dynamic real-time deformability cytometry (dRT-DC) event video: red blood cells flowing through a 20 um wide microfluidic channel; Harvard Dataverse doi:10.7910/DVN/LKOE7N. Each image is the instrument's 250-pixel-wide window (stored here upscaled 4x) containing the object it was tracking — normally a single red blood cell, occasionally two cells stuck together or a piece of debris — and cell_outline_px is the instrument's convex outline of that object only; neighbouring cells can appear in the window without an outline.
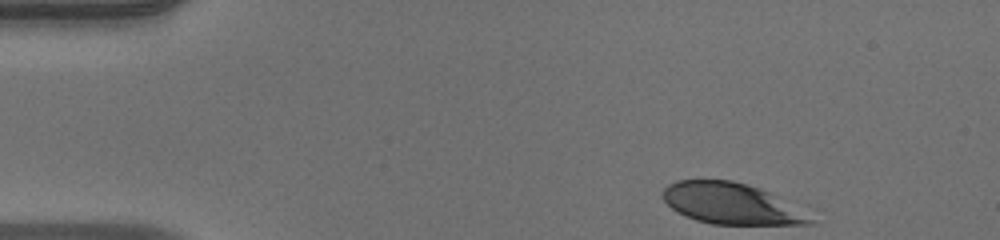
{"species": "human", "species_latin": "Homo sapiens", "temperature_condition": "warm", "stored_images_in_passage": 41, "camera_frame_rate_fps": 3000, "um_per_image_px": 0.085, "donor": {"sex": "male"}, "frame": {"image": 1, "passage_image": 1, "time_ms": 0.0, "image_size_px": [1000, 240], "cell_outline_px": [[812, 224], [712, 224], [696, 220], [684, 216], [676, 212], [660, 196], [660, 192], [668, 184], [676, 180], [732, 180], [748, 184], [760, 188], [776, 196], [812, 220]], "centroid_in_image_um": [61.99, 17.29], "position_along_channel_um": 23.0, "area_um2": 34.68}}
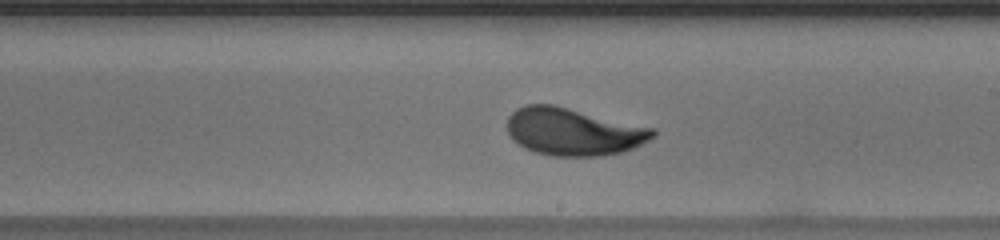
{"frame": {"image": 2, "passage_image": 24, "time_ms": 7.667, "image_size_px": [1000, 240], "cell_outline_px": [[656, 136], [624, 152], [600, 156], [552, 156], [536, 152], [524, 148], [512, 140], [508, 132], [508, 116], [516, 108], [528, 104], [552, 104], [656, 128]], "centroid_in_image_um": [48.74, 11.19], "position_along_channel_um": 240.3, "area_um2": 40.46}}
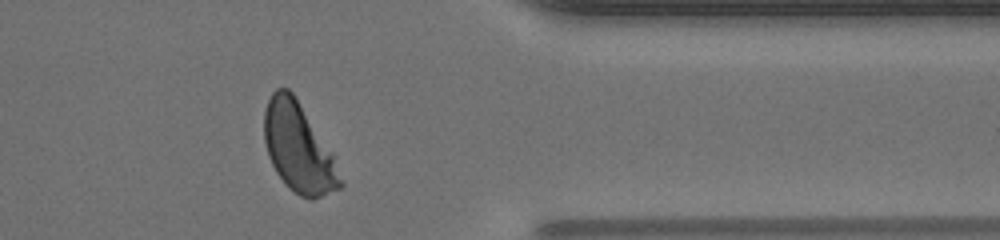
{"frame": {"image": 3, "passage_image": 36, "time_ms": 11.667, "image_size_px": [1000, 240], "cell_outline_px": [[344, 184], [340, 188], [312, 200], [300, 196], [276, 172], [268, 156], [264, 140], [264, 112], [268, 100], [272, 92], [276, 88], [288, 88], [292, 92], [332, 156]], "centroid_in_image_um": [25.33, 12.57], "position_along_channel_um": 386.1, "area_um2": 38.21}, "authors_computed_cell_mechanics": {"area_um2": 39.4774, "velocity_mm_per_s": 3.9839, "shape_relaxation_time_tau1_ms": 3.103, "shape_relaxation_time_tau2_ms": null, "deformation_change_tau1": 0.1591, "deformation_change_tau2": null}}